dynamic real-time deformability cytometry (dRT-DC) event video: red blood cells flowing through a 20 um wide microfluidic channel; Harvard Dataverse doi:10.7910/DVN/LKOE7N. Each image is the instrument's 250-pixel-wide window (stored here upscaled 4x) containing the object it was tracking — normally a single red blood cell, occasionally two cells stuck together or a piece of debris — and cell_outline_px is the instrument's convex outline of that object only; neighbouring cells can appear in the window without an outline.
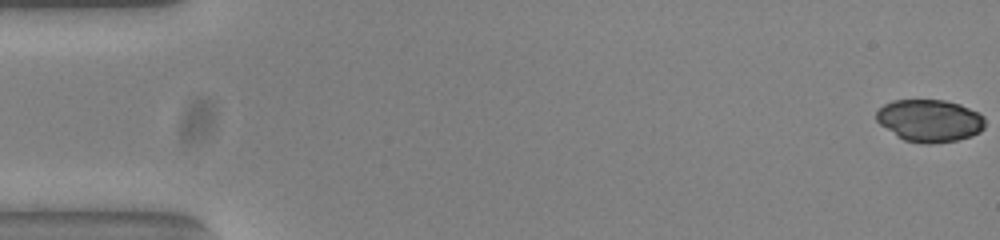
{"species": "common noctule bat (a hibernating species)", "species_latin": "Nyctalus noctula", "temperature_condition": "warm", "stored_images_in_passage": 54, "camera_frame_rate_fps": 3000, "um_per_image_px": 0.085, "animal": {"sex": "female", "body_mass_g": 23.0, "forearm_length_mm": 53.4}, "frame": {"image": 1, "passage_image": 1, "time_ms": 0.0, "image_size_px": [1000, 240], "cell_outline_px": [[984, 128], [980, 132], [972, 136], [956, 140], [928, 144], [924, 144], [904, 140], [896, 136], [880, 124], [876, 120], [876, 112], [884, 104], [892, 100], [944, 100], [960, 104], [980, 112], [984, 116]], "centroid_in_image_um": [79.03, 10.25], "position_along_channel_um": 6.0, "area_um2": 26.99}}